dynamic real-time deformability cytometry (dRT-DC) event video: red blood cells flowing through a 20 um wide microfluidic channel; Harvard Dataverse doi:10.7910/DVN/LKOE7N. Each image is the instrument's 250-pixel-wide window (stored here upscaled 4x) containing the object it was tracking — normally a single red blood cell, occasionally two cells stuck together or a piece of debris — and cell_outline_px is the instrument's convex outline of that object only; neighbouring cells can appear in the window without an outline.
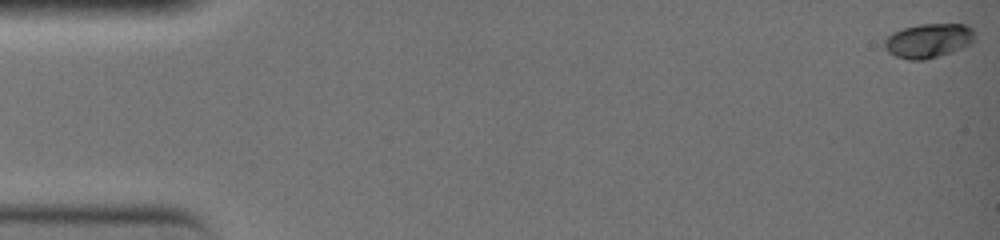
{"species": "common noctule bat (a hibernating species)", "species_latin": "Nyctalus noctula", "temperature_condition": "warm", "stored_images_in_passage": 7, "camera_frame_rate_fps": 3000, "um_per_image_px": 0.085, "animal": {"sex": "female", "body_mass_g": 19.0, "forearm_length_mm": 51.5}, "frame": {"image": 1, "passage_image": 1, "time_ms": 0.0, "image_size_px": [1000, 240], "cell_outline_px": [[976, 40], [952, 52], [924, 60], [908, 60], [896, 56], [888, 52], [884, 48], [884, 40], [892, 32], [904, 28], [920, 24], [964, 24], [972, 28], [976, 36]], "centroid_in_image_um": [78.91, 3.45], "position_along_channel_um": 6.1, "area_um2": 18.09}}